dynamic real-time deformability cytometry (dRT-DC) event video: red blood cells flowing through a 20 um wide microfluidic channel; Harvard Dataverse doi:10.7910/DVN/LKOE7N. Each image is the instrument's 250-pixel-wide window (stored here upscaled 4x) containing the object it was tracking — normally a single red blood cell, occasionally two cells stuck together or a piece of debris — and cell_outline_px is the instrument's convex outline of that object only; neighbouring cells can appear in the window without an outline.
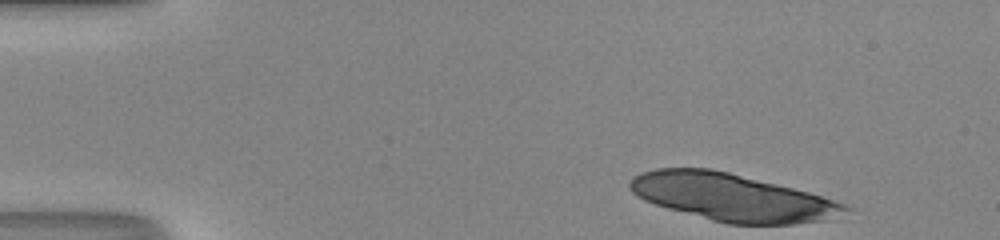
{"species": "human", "species_latin": "Homo sapiens", "temperature_condition": "room temperature", "stored_images_in_passage": 40, "camera_frame_rate_fps": 3000, "um_per_image_px": 0.085, "donor": {"sex": "male"}, "frame": {"image": 1, "passage_image": 1, "time_ms": 0.0, "image_size_px": [1000, 240], "cell_outline_px": [[852, 208], [828, 220], [792, 224], [728, 224], [712, 220], [668, 208], [644, 200], [636, 196], [628, 188], [628, 180], [632, 176], [640, 172], [656, 168], [712, 168], [808, 192], [844, 204]], "centroid_in_image_um": [62.15, 16.76], "position_along_channel_um": 22.9, "area_um2": 58.96}}
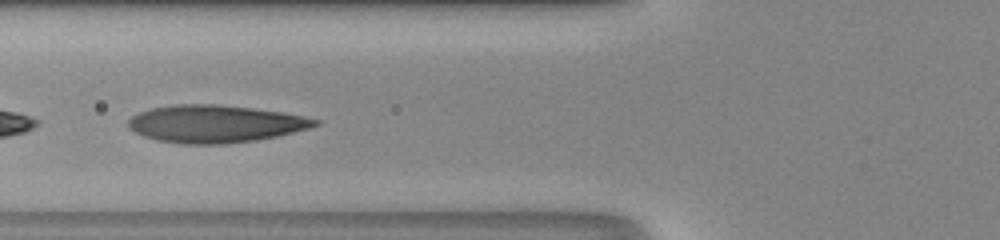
{"frame": {"image": 2, "passage_image": 15, "time_ms": 4.667, "image_size_px": [1000, 240], "cell_outline_px": [[320, 124], [308, 128], [276, 136], [256, 140], [224, 144], [180, 144], [156, 140], [144, 136], [128, 128], [128, 120], [132, 116], [140, 112], [152, 108], [176, 104], [216, 104], [252, 108], [280, 112], [304, 116], [320, 120]], "centroid_in_image_um": [18.27, 10.53], "position_along_channel_um": 107.5, "area_um2": 40.63}}
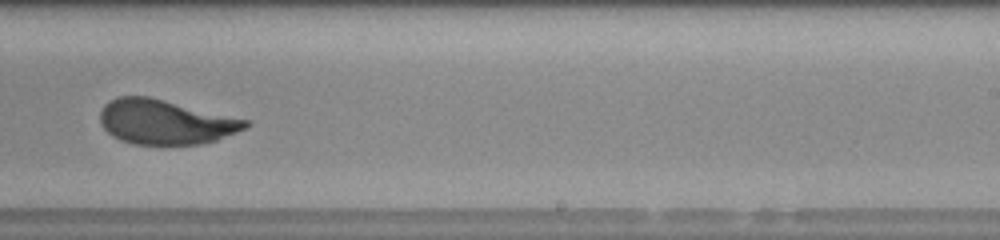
{"frame": {"image": 3, "passage_image": 27, "time_ms": 8.667, "image_size_px": [1000, 240], "cell_outline_px": [[252, 124], [236, 132], [216, 140], [200, 144], [132, 144], [120, 140], [112, 136], [100, 124], [100, 112], [104, 104], [120, 96], [148, 96], [248, 120]], "centroid_in_image_um": [14.02, 10.37], "position_along_channel_um": 275.0, "area_um2": 37.51}, "authors_computed_cell_mechanics": {"area_um2": 39.6508, "velocity_mm_per_s": 4.196, "shape_relaxation_time_tau1_ms": 3.7899, "shape_relaxation_time_tau2_ms": null, "deformation_change_tau1": 0.2015, "deformation_change_tau2": null}}